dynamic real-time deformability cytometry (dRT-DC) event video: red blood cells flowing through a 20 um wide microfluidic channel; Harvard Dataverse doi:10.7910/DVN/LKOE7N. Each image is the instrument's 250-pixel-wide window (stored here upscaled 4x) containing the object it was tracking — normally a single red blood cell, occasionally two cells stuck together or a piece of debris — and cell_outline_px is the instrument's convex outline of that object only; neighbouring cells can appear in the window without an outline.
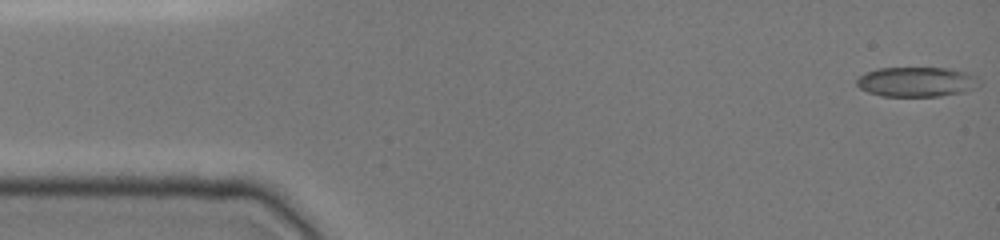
{"species": "common noctule bat (a hibernating species)", "species_latin": "Nyctalus noctula", "temperature_condition": "cold", "stored_images_in_passage": 47, "camera_frame_rate_fps": 3000, "um_per_image_px": 0.085, "animal": {"sex": "female", "body_mass_g": 19.0, "forearm_length_mm": 51.5}, "frame": {"image": 1, "passage_image": 1, "time_ms": 0.0, "image_size_px": [1000, 240], "cell_outline_px": [[980, 84], [976, 88], [964, 92], [940, 96], [880, 96], [868, 92], [860, 88], [856, 84], [856, 80], [864, 72], [876, 68], [948, 68], [964, 72], [976, 76], [980, 80]], "centroid_in_image_um": [77.9, 6.96], "position_along_channel_um": 7.1, "area_um2": 21.44}}
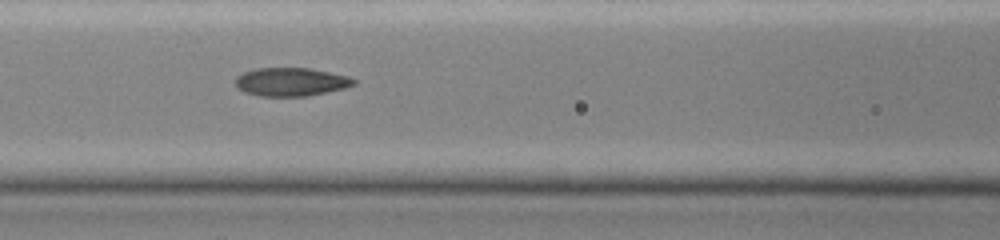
{"frame": {"image": 2, "passage_image": 20, "time_ms": 6.333, "image_size_px": [1000, 240], "cell_outline_px": [[356, 84], [344, 88], [308, 96], [260, 96], [244, 92], [236, 88], [236, 76], [244, 72], [256, 68], [308, 68], [348, 76], [356, 80]], "centroid_in_image_um": [24.71, 6.96], "position_along_channel_um": 141.9, "area_um2": 19.54}}
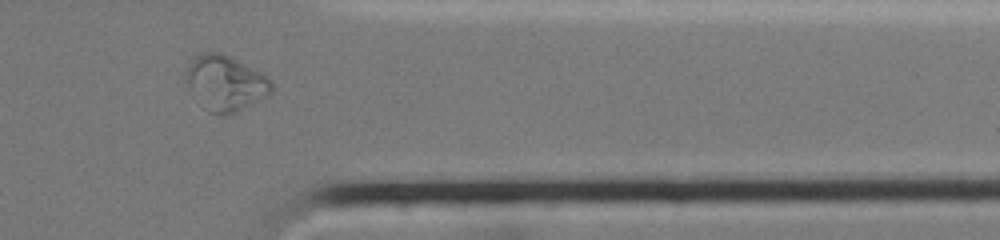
{"frame": {"image": 3, "passage_image": 39, "time_ms": 12.667, "image_size_px": [1000, 240], "cell_outline_px": [[272, 92], [268, 96], [236, 112], [224, 116], [208, 112], [192, 96], [188, 88], [184, 72], [192, 56], [200, 52], [224, 52], [232, 56], [268, 76], [272, 80]], "centroid_in_image_um": [19.13, 7.04], "position_along_channel_um": 392.3, "area_um2": 28.44}, "authors_computed_cell_mechanics": {"area_um2": 20.6924, "velocity_mm_per_s": 3.9883, "shape_relaxation_time_tau1_ms": null, "shape_relaxation_time_tau2_ms": 1.3766, "deformation_change_tau1": null, "deformation_change_tau2": 0.0579}}